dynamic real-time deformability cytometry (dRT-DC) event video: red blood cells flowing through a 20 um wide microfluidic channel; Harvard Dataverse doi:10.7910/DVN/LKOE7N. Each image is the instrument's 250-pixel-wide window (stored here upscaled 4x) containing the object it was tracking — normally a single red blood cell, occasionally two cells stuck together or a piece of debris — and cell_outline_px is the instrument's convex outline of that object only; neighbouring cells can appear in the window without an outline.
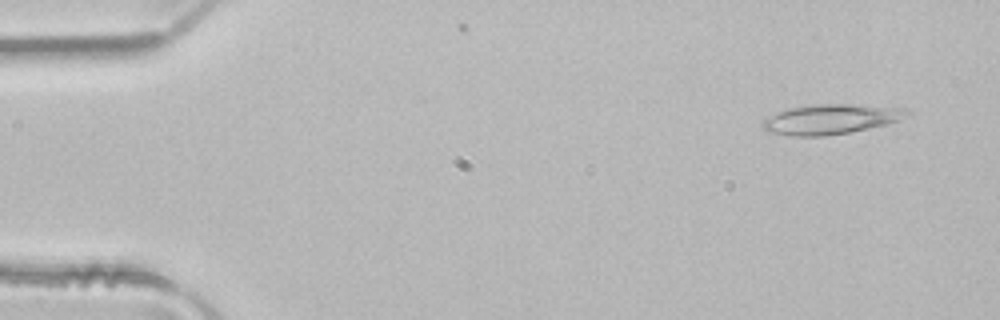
{"species": "common noctule bat (a hibernating species)", "species_latin": "Nyctalus noctula", "temperature_condition": "room temperature", "stored_images_in_passage": 3, "camera_frame_rate_fps": 3000, "um_per_image_px": 0.085, "animal": {"sex": "male", "body_mass_g": 21.5, "forearm_length_mm": 52.0}, "frame": {"image": 1, "passage_image": 1, "time_ms": 0.0, "image_size_px": [1000, 320], "cell_outline_px": [[912, 112], [900, 120], [868, 128], [848, 132], [824, 136], [792, 136], [768, 132], [760, 124], [764, 120], [788, 108], [820, 104], [848, 104], [908, 108]], "centroid_in_image_um": [70.65, 10.13], "position_along_channel_um": 14.4, "area_um2": 24.85}}
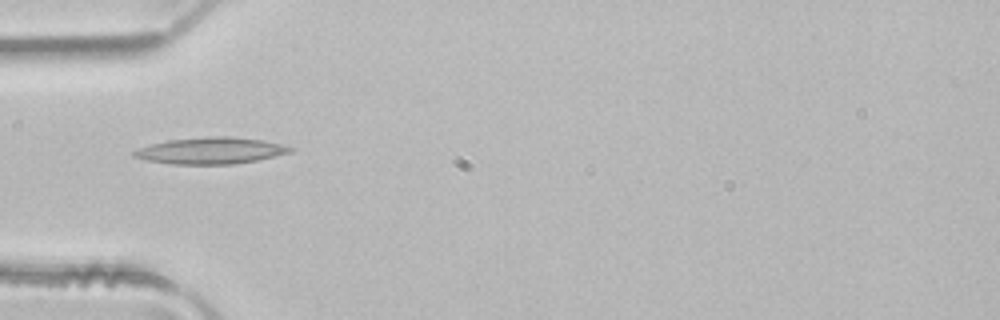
{"frame": {"image": 2, "passage_image": 3, "time_ms": 0.667, "image_size_px": [1000, 320], "cell_outline_px": [[296, 148], [292, 152], [256, 160], [232, 164], [172, 164], [148, 160], [132, 156], [132, 152], [140, 148], [152, 144], [168, 140], [208, 136], [232, 136], [260, 140], [280, 144]], "centroid_in_image_um": [17.93, 12.8], "position_along_channel_um": 67.1, "area_um2": 23.93}}